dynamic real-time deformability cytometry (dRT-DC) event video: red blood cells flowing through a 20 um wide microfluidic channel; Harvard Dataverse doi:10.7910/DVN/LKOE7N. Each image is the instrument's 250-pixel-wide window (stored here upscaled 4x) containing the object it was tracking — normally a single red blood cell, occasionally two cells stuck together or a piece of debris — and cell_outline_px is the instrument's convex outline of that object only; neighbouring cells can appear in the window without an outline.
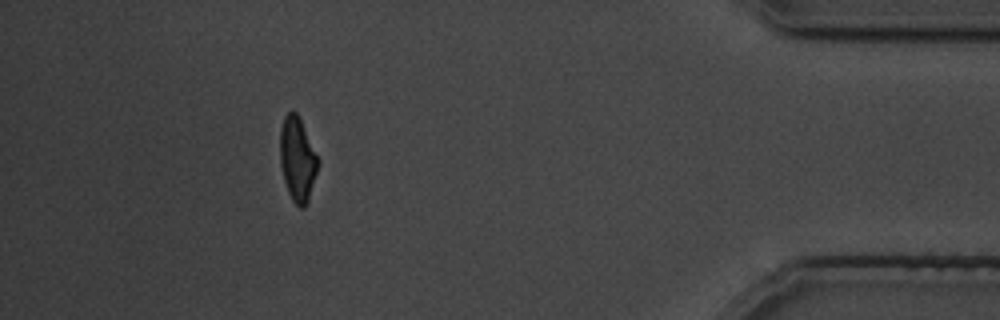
{"species": "common noctule bat (a hibernating species)", "species_latin": "Nyctalus noctula", "temperature_condition": "cold", "stored_images_in_passage": 21, "camera_frame_rate_fps": 3000, "um_per_image_px": 0.085, "animal": {"sex": "male", "body_mass_g": 19.5, "forearm_length_mm": 54.6}, "frame": {"image": 1, "passage_image": 21, "time_ms": 26.333, "image_size_px": [1000, 320], "cell_outline_px": [[320, 160], [308, 200], [304, 208], [300, 208], [292, 200], [288, 192], [284, 180], [280, 164], [280, 128], [284, 116], [288, 112], [296, 112]], "centroid_in_image_um": [25.27, 13.54], "position_along_channel_um": 409.9, "area_um2": 18.44}}